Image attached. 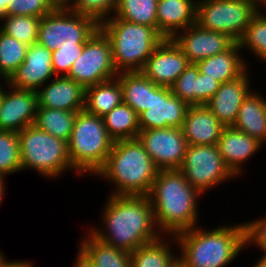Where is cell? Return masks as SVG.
I'll use <instances>...</instances> for the list:
<instances>
[{
	"label": "cell",
	"instance_id": "obj_18",
	"mask_svg": "<svg viewBox=\"0 0 266 267\" xmlns=\"http://www.w3.org/2000/svg\"><path fill=\"white\" fill-rule=\"evenodd\" d=\"M249 71L248 69L242 76L233 81L222 83L206 104L225 127L234 125L242 102L252 92Z\"/></svg>",
	"mask_w": 266,
	"mask_h": 267
},
{
	"label": "cell",
	"instance_id": "obj_6",
	"mask_svg": "<svg viewBox=\"0 0 266 267\" xmlns=\"http://www.w3.org/2000/svg\"><path fill=\"white\" fill-rule=\"evenodd\" d=\"M113 143L103 117L85 110L77 112L67 145L71 164L81 175H95L105 164Z\"/></svg>",
	"mask_w": 266,
	"mask_h": 267
},
{
	"label": "cell",
	"instance_id": "obj_23",
	"mask_svg": "<svg viewBox=\"0 0 266 267\" xmlns=\"http://www.w3.org/2000/svg\"><path fill=\"white\" fill-rule=\"evenodd\" d=\"M241 54L240 45L235 42L228 50L201 60L196 66L200 73L218 80L221 84L227 83L242 76L249 68Z\"/></svg>",
	"mask_w": 266,
	"mask_h": 267
},
{
	"label": "cell",
	"instance_id": "obj_11",
	"mask_svg": "<svg viewBox=\"0 0 266 267\" xmlns=\"http://www.w3.org/2000/svg\"><path fill=\"white\" fill-rule=\"evenodd\" d=\"M117 75L110 42L98 29L85 43L82 54L75 60L66 77L87 88L115 79Z\"/></svg>",
	"mask_w": 266,
	"mask_h": 267
},
{
	"label": "cell",
	"instance_id": "obj_8",
	"mask_svg": "<svg viewBox=\"0 0 266 267\" xmlns=\"http://www.w3.org/2000/svg\"><path fill=\"white\" fill-rule=\"evenodd\" d=\"M260 8L254 0H198L196 24L224 33L238 43Z\"/></svg>",
	"mask_w": 266,
	"mask_h": 267
},
{
	"label": "cell",
	"instance_id": "obj_43",
	"mask_svg": "<svg viewBox=\"0 0 266 267\" xmlns=\"http://www.w3.org/2000/svg\"><path fill=\"white\" fill-rule=\"evenodd\" d=\"M7 259L6 255L0 260V267H34L31 260H9Z\"/></svg>",
	"mask_w": 266,
	"mask_h": 267
},
{
	"label": "cell",
	"instance_id": "obj_36",
	"mask_svg": "<svg viewBox=\"0 0 266 267\" xmlns=\"http://www.w3.org/2000/svg\"><path fill=\"white\" fill-rule=\"evenodd\" d=\"M87 41H67L52 51V67L56 76H66L75 60L82 54Z\"/></svg>",
	"mask_w": 266,
	"mask_h": 267
},
{
	"label": "cell",
	"instance_id": "obj_28",
	"mask_svg": "<svg viewBox=\"0 0 266 267\" xmlns=\"http://www.w3.org/2000/svg\"><path fill=\"white\" fill-rule=\"evenodd\" d=\"M79 242V248L95 267H132L130 253L97 239L89 230ZM87 234V235H86Z\"/></svg>",
	"mask_w": 266,
	"mask_h": 267
},
{
	"label": "cell",
	"instance_id": "obj_49",
	"mask_svg": "<svg viewBox=\"0 0 266 267\" xmlns=\"http://www.w3.org/2000/svg\"><path fill=\"white\" fill-rule=\"evenodd\" d=\"M260 7H263L266 4V0H254Z\"/></svg>",
	"mask_w": 266,
	"mask_h": 267
},
{
	"label": "cell",
	"instance_id": "obj_2",
	"mask_svg": "<svg viewBox=\"0 0 266 267\" xmlns=\"http://www.w3.org/2000/svg\"><path fill=\"white\" fill-rule=\"evenodd\" d=\"M147 196L162 235L175 236L198 226L200 219L197 203L202 194L179 169L159 170Z\"/></svg>",
	"mask_w": 266,
	"mask_h": 267
},
{
	"label": "cell",
	"instance_id": "obj_46",
	"mask_svg": "<svg viewBox=\"0 0 266 267\" xmlns=\"http://www.w3.org/2000/svg\"><path fill=\"white\" fill-rule=\"evenodd\" d=\"M5 179H6V177L5 176H1L0 175V205H2V201H3V198H4V196H5V194H6V186H5V184H6V182H5Z\"/></svg>",
	"mask_w": 266,
	"mask_h": 267
},
{
	"label": "cell",
	"instance_id": "obj_42",
	"mask_svg": "<svg viewBox=\"0 0 266 267\" xmlns=\"http://www.w3.org/2000/svg\"><path fill=\"white\" fill-rule=\"evenodd\" d=\"M74 267H95L91 259L78 247Z\"/></svg>",
	"mask_w": 266,
	"mask_h": 267
},
{
	"label": "cell",
	"instance_id": "obj_51",
	"mask_svg": "<svg viewBox=\"0 0 266 267\" xmlns=\"http://www.w3.org/2000/svg\"><path fill=\"white\" fill-rule=\"evenodd\" d=\"M5 256V254L3 253V251L0 250V260Z\"/></svg>",
	"mask_w": 266,
	"mask_h": 267
},
{
	"label": "cell",
	"instance_id": "obj_33",
	"mask_svg": "<svg viewBox=\"0 0 266 267\" xmlns=\"http://www.w3.org/2000/svg\"><path fill=\"white\" fill-rule=\"evenodd\" d=\"M27 49V45L0 30V78H10L24 62Z\"/></svg>",
	"mask_w": 266,
	"mask_h": 267
},
{
	"label": "cell",
	"instance_id": "obj_48",
	"mask_svg": "<svg viewBox=\"0 0 266 267\" xmlns=\"http://www.w3.org/2000/svg\"><path fill=\"white\" fill-rule=\"evenodd\" d=\"M1 80H2V82H1ZM2 83V84H1ZM3 83H4V85L5 84H8V80L7 79H2V78H0V106H1V102H2V99H3V94H4V89H5V87L4 86H2L3 85ZM4 87V88H3Z\"/></svg>",
	"mask_w": 266,
	"mask_h": 267
},
{
	"label": "cell",
	"instance_id": "obj_29",
	"mask_svg": "<svg viewBox=\"0 0 266 267\" xmlns=\"http://www.w3.org/2000/svg\"><path fill=\"white\" fill-rule=\"evenodd\" d=\"M103 121L108 135L114 142L137 139L140 133L138 114L124 102L103 116Z\"/></svg>",
	"mask_w": 266,
	"mask_h": 267
},
{
	"label": "cell",
	"instance_id": "obj_39",
	"mask_svg": "<svg viewBox=\"0 0 266 267\" xmlns=\"http://www.w3.org/2000/svg\"><path fill=\"white\" fill-rule=\"evenodd\" d=\"M7 15H27L42 18L55 7L50 0H11Z\"/></svg>",
	"mask_w": 266,
	"mask_h": 267
},
{
	"label": "cell",
	"instance_id": "obj_47",
	"mask_svg": "<svg viewBox=\"0 0 266 267\" xmlns=\"http://www.w3.org/2000/svg\"><path fill=\"white\" fill-rule=\"evenodd\" d=\"M256 261H255V263H254V265L252 267H266V255H262Z\"/></svg>",
	"mask_w": 266,
	"mask_h": 267
},
{
	"label": "cell",
	"instance_id": "obj_1",
	"mask_svg": "<svg viewBox=\"0 0 266 267\" xmlns=\"http://www.w3.org/2000/svg\"><path fill=\"white\" fill-rule=\"evenodd\" d=\"M102 226L88 230L100 241L131 253L162 236L148 196L108 195ZM108 200V201H107ZM104 227V228H103Z\"/></svg>",
	"mask_w": 266,
	"mask_h": 267
},
{
	"label": "cell",
	"instance_id": "obj_50",
	"mask_svg": "<svg viewBox=\"0 0 266 267\" xmlns=\"http://www.w3.org/2000/svg\"><path fill=\"white\" fill-rule=\"evenodd\" d=\"M174 267H184L179 261L174 265Z\"/></svg>",
	"mask_w": 266,
	"mask_h": 267
},
{
	"label": "cell",
	"instance_id": "obj_12",
	"mask_svg": "<svg viewBox=\"0 0 266 267\" xmlns=\"http://www.w3.org/2000/svg\"><path fill=\"white\" fill-rule=\"evenodd\" d=\"M137 139L159 170L181 167L188 146L181 128L141 130Z\"/></svg>",
	"mask_w": 266,
	"mask_h": 267
},
{
	"label": "cell",
	"instance_id": "obj_19",
	"mask_svg": "<svg viewBox=\"0 0 266 267\" xmlns=\"http://www.w3.org/2000/svg\"><path fill=\"white\" fill-rule=\"evenodd\" d=\"M38 106L80 112L85 107V88L66 76H55L37 91Z\"/></svg>",
	"mask_w": 266,
	"mask_h": 267
},
{
	"label": "cell",
	"instance_id": "obj_13",
	"mask_svg": "<svg viewBox=\"0 0 266 267\" xmlns=\"http://www.w3.org/2000/svg\"><path fill=\"white\" fill-rule=\"evenodd\" d=\"M190 105L172 94L170 87L159 86L151 94L149 110L140 113V131L167 127L182 128Z\"/></svg>",
	"mask_w": 266,
	"mask_h": 267
},
{
	"label": "cell",
	"instance_id": "obj_3",
	"mask_svg": "<svg viewBox=\"0 0 266 267\" xmlns=\"http://www.w3.org/2000/svg\"><path fill=\"white\" fill-rule=\"evenodd\" d=\"M174 237L181 252L178 261L184 267H226L246 249L244 223L213 229L200 225Z\"/></svg>",
	"mask_w": 266,
	"mask_h": 267
},
{
	"label": "cell",
	"instance_id": "obj_44",
	"mask_svg": "<svg viewBox=\"0 0 266 267\" xmlns=\"http://www.w3.org/2000/svg\"><path fill=\"white\" fill-rule=\"evenodd\" d=\"M11 3V0H0V22L7 15V10L10 7Z\"/></svg>",
	"mask_w": 266,
	"mask_h": 267
},
{
	"label": "cell",
	"instance_id": "obj_17",
	"mask_svg": "<svg viewBox=\"0 0 266 267\" xmlns=\"http://www.w3.org/2000/svg\"><path fill=\"white\" fill-rule=\"evenodd\" d=\"M5 86L0 106V130L18 133L34 124L38 106L37 92L15 89L9 84Z\"/></svg>",
	"mask_w": 266,
	"mask_h": 267
},
{
	"label": "cell",
	"instance_id": "obj_5",
	"mask_svg": "<svg viewBox=\"0 0 266 267\" xmlns=\"http://www.w3.org/2000/svg\"><path fill=\"white\" fill-rule=\"evenodd\" d=\"M108 38L118 73L141 72L147 59L165 39L156 29L111 16L99 23Z\"/></svg>",
	"mask_w": 266,
	"mask_h": 267
},
{
	"label": "cell",
	"instance_id": "obj_10",
	"mask_svg": "<svg viewBox=\"0 0 266 267\" xmlns=\"http://www.w3.org/2000/svg\"><path fill=\"white\" fill-rule=\"evenodd\" d=\"M98 29L99 23L92 17L55 8L40 19L37 43L55 51L65 40L88 41Z\"/></svg>",
	"mask_w": 266,
	"mask_h": 267
},
{
	"label": "cell",
	"instance_id": "obj_25",
	"mask_svg": "<svg viewBox=\"0 0 266 267\" xmlns=\"http://www.w3.org/2000/svg\"><path fill=\"white\" fill-rule=\"evenodd\" d=\"M172 243H176L173 235H168V238L167 235H162L160 238L140 246L130 253L132 267H174L178 262L179 254L174 253L175 250L171 249L173 248Z\"/></svg>",
	"mask_w": 266,
	"mask_h": 267
},
{
	"label": "cell",
	"instance_id": "obj_45",
	"mask_svg": "<svg viewBox=\"0 0 266 267\" xmlns=\"http://www.w3.org/2000/svg\"><path fill=\"white\" fill-rule=\"evenodd\" d=\"M75 0H50L55 8H69Z\"/></svg>",
	"mask_w": 266,
	"mask_h": 267
},
{
	"label": "cell",
	"instance_id": "obj_27",
	"mask_svg": "<svg viewBox=\"0 0 266 267\" xmlns=\"http://www.w3.org/2000/svg\"><path fill=\"white\" fill-rule=\"evenodd\" d=\"M122 102V88L116 78L85 88L84 110L89 114L103 117Z\"/></svg>",
	"mask_w": 266,
	"mask_h": 267
},
{
	"label": "cell",
	"instance_id": "obj_7",
	"mask_svg": "<svg viewBox=\"0 0 266 267\" xmlns=\"http://www.w3.org/2000/svg\"><path fill=\"white\" fill-rule=\"evenodd\" d=\"M22 172L35 170L42 177L56 180L67 170L83 177L71 164L67 142L30 125L18 132Z\"/></svg>",
	"mask_w": 266,
	"mask_h": 267
},
{
	"label": "cell",
	"instance_id": "obj_9",
	"mask_svg": "<svg viewBox=\"0 0 266 267\" xmlns=\"http://www.w3.org/2000/svg\"><path fill=\"white\" fill-rule=\"evenodd\" d=\"M179 170L202 195L237 178L225 165L218 145H188Z\"/></svg>",
	"mask_w": 266,
	"mask_h": 267
},
{
	"label": "cell",
	"instance_id": "obj_20",
	"mask_svg": "<svg viewBox=\"0 0 266 267\" xmlns=\"http://www.w3.org/2000/svg\"><path fill=\"white\" fill-rule=\"evenodd\" d=\"M217 145L225 165L237 178L245 173L247 160L264 147L257 139L232 126L223 129Z\"/></svg>",
	"mask_w": 266,
	"mask_h": 267
},
{
	"label": "cell",
	"instance_id": "obj_40",
	"mask_svg": "<svg viewBox=\"0 0 266 267\" xmlns=\"http://www.w3.org/2000/svg\"><path fill=\"white\" fill-rule=\"evenodd\" d=\"M246 247L256 246L266 255V216L244 222ZM249 245V246H248Z\"/></svg>",
	"mask_w": 266,
	"mask_h": 267
},
{
	"label": "cell",
	"instance_id": "obj_26",
	"mask_svg": "<svg viewBox=\"0 0 266 267\" xmlns=\"http://www.w3.org/2000/svg\"><path fill=\"white\" fill-rule=\"evenodd\" d=\"M116 79L122 88L123 102L138 115L149 110L151 94L160 86L154 84L142 72L118 73Z\"/></svg>",
	"mask_w": 266,
	"mask_h": 267
},
{
	"label": "cell",
	"instance_id": "obj_16",
	"mask_svg": "<svg viewBox=\"0 0 266 267\" xmlns=\"http://www.w3.org/2000/svg\"><path fill=\"white\" fill-rule=\"evenodd\" d=\"M52 51L38 43L28 46L25 60L8 79L15 89L38 91L53 79Z\"/></svg>",
	"mask_w": 266,
	"mask_h": 267
},
{
	"label": "cell",
	"instance_id": "obj_21",
	"mask_svg": "<svg viewBox=\"0 0 266 267\" xmlns=\"http://www.w3.org/2000/svg\"><path fill=\"white\" fill-rule=\"evenodd\" d=\"M224 128L206 105H190L181 129L187 145H217Z\"/></svg>",
	"mask_w": 266,
	"mask_h": 267
},
{
	"label": "cell",
	"instance_id": "obj_32",
	"mask_svg": "<svg viewBox=\"0 0 266 267\" xmlns=\"http://www.w3.org/2000/svg\"><path fill=\"white\" fill-rule=\"evenodd\" d=\"M241 51H251L259 62H266V11L264 8L252 17L243 37L238 42Z\"/></svg>",
	"mask_w": 266,
	"mask_h": 267
},
{
	"label": "cell",
	"instance_id": "obj_24",
	"mask_svg": "<svg viewBox=\"0 0 266 267\" xmlns=\"http://www.w3.org/2000/svg\"><path fill=\"white\" fill-rule=\"evenodd\" d=\"M232 127L266 144V99L259 91L252 90L242 102Z\"/></svg>",
	"mask_w": 266,
	"mask_h": 267
},
{
	"label": "cell",
	"instance_id": "obj_30",
	"mask_svg": "<svg viewBox=\"0 0 266 267\" xmlns=\"http://www.w3.org/2000/svg\"><path fill=\"white\" fill-rule=\"evenodd\" d=\"M76 115V111L37 106L33 125H35L38 129L53 135L54 137L68 142Z\"/></svg>",
	"mask_w": 266,
	"mask_h": 267
},
{
	"label": "cell",
	"instance_id": "obj_37",
	"mask_svg": "<svg viewBox=\"0 0 266 267\" xmlns=\"http://www.w3.org/2000/svg\"><path fill=\"white\" fill-rule=\"evenodd\" d=\"M199 69L196 64H189L184 72L170 86L171 92L189 105H197V77Z\"/></svg>",
	"mask_w": 266,
	"mask_h": 267
},
{
	"label": "cell",
	"instance_id": "obj_15",
	"mask_svg": "<svg viewBox=\"0 0 266 267\" xmlns=\"http://www.w3.org/2000/svg\"><path fill=\"white\" fill-rule=\"evenodd\" d=\"M190 62L172 39H164L147 59L142 73L154 84L170 87Z\"/></svg>",
	"mask_w": 266,
	"mask_h": 267
},
{
	"label": "cell",
	"instance_id": "obj_35",
	"mask_svg": "<svg viewBox=\"0 0 266 267\" xmlns=\"http://www.w3.org/2000/svg\"><path fill=\"white\" fill-rule=\"evenodd\" d=\"M18 172H22L18 133L0 130V175Z\"/></svg>",
	"mask_w": 266,
	"mask_h": 267
},
{
	"label": "cell",
	"instance_id": "obj_22",
	"mask_svg": "<svg viewBox=\"0 0 266 267\" xmlns=\"http://www.w3.org/2000/svg\"><path fill=\"white\" fill-rule=\"evenodd\" d=\"M198 0H158V32L165 39H172L177 33L196 24Z\"/></svg>",
	"mask_w": 266,
	"mask_h": 267
},
{
	"label": "cell",
	"instance_id": "obj_31",
	"mask_svg": "<svg viewBox=\"0 0 266 267\" xmlns=\"http://www.w3.org/2000/svg\"><path fill=\"white\" fill-rule=\"evenodd\" d=\"M157 2L158 0H119L113 16L158 31Z\"/></svg>",
	"mask_w": 266,
	"mask_h": 267
},
{
	"label": "cell",
	"instance_id": "obj_38",
	"mask_svg": "<svg viewBox=\"0 0 266 267\" xmlns=\"http://www.w3.org/2000/svg\"><path fill=\"white\" fill-rule=\"evenodd\" d=\"M118 2L119 0H75L69 9L101 23L114 14Z\"/></svg>",
	"mask_w": 266,
	"mask_h": 267
},
{
	"label": "cell",
	"instance_id": "obj_34",
	"mask_svg": "<svg viewBox=\"0 0 266 267\" xmlns=\"http://www.w3.org/2000/svg\"><path fill=\"white\" fill-rule=\"evenodd\" d=\"M41 18L27 15H6L0 23V30L27 46L37 43Z\"/></svg>",
	"mask_w": 266,
	"mask_h": 267
},
{
	"label": "cell",
	"instance_id": "obj_4",
	"mask_svg": "<svg viewBox=\"0 0 266 267\" xmlns=\"http://www.w3.org/2000/svg\"><path fill=\"white\" fill-rule=\"evenodd\" d=\"M158 171L140 141L131 139L115 141L94 176L113 184L110 195L147 196Z\"/></svg>",
	"mask_w": 266,
	"mask_h": 267
},
{
	"label": "cell",
	"instance_id": "obj_14",
	"mask_svg": "<svg viewBox=\"0 0 266 267\" xmlns=\"http://www.w3.org/2000/svg\"><path fill=\"white\" fill-rule=\"evenodd\" d=\"M172 40L183 51L190 64L222 53L235 43L228 35L202 29L197 24L180 31Z\"/></svg>",
	"mask_w": 266,
	"mask_h": 267
},
{
	"label": "cell",
	"instance_id": "obj_41",
	"mask_svg": "<svg viewBox=\"0 0 266 267\" xmlns=\"http://www.w3.org/2000/svg\"><path fill=\"white\" fill-rule=\"evenodd\" d=\"M221 82L199 72L197 77V105H206L214 96Z\"/></svg>",
	"mask_w": 266,
	"mask_h": 267
}]
</instances>
